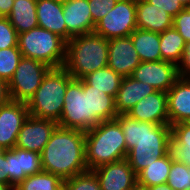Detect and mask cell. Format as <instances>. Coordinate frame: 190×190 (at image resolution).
<instances>
[{"instance_id": "17", "label": "cell", "mask_w": 190, "mask_h": 190, "mask_svg": "<svg viewBox=\"0 0 190 190\" xmlns=\"http://www.w3.org/2000/svg\"><path fill=\"white\" fill-rule=\"evenodd\" d=\"M169 125L190 122V78L179 77L167 92Z\"/></svg>"}, {"instance_id": "12", "label": "cell", "mask_w": 190, "mask_h": 190, "mask_svg": "<svg viewBox=\"0 0 190 190\" xmlns=\"http://www.w3.org/2000/svg\"><path fill=\"white\" fill-rule=\"evenodd\" d=\"M29 116L27 104L11 100L0 106V147L13 149L23 123Z\"/></svg>"}, {"instance_id": "19", "label": "cell", "mask_w": 190, "mask_h": 190, "mask_svg": "<svg viewBox=\"0 0 190 190\" xmlns=\"http://www.w3.org/2000/svg\"><path fill=\"white\" fill-rule=\"evenodd\" d=\"M36 14L38 26L68 42V31L63 17V4L52 0H37Z\"/></svg>"}, {"instance_id": "4", "label": "cell", "mask_w": 190, "mask_h": 190, "mask_svg": "<svg viewBox=\"0 0 190 190\" xmlns=\"http://www.w3.org/2000/svg\"><path fill=\"white\" fill-rule=\"evenodd\" d=\"M85 154L88 170L126 159L127 145L120 123L102 121L85 132Z\"/></svg>"}, {"instance_id": "38", "label": "cell", "mask_w": 190, "mask_h": 190, "mask_svg": "<svg viewBox=\"0 0 190 190\" xmlns=\"http://www.w3.org/2000/svg\"><path fill=\"white\" fill-rule=\"evenodd\" d=\"M0 184L9 185V172H7V159L5 150L0 147Z\"/></svg>"}, {"instance_id": "35", "label": "cell", "mask_w": 190, "mask_h": 190, "mask_svg": "<svg viewBox=\"0 0 190 190\" xmlns=\"http://www.w3.org/2000/svg\"><path fill=\"white\" fill-rule=\"evenodd\" d=\"M173 27L183 37L185 42H190V10L185 8L173 18Z\"/></svg>"}, {"instance_id": "41", "label": "cell", "mask_w": 190, "mask_h": 190, "mask_svg": "<svg viewBox=\"0 0 190 190\" xmlns=\"http://www.w3.org/2000/svg\"><path fill=\"white\" fill-rule=\"evenodd\" d=\"M144 190H173L167 183L144 188Z\"/></svg>"}, {"instance_id": "22", "label": "cell", "mask_w": 190, "mask_h": 190, "mask_svg": "<svg viewBox=\"0 0 190 190\" xmlns=\"http://www.w3.org/2000/svg\"><path fill=\"white\" fill-rule=\"evenodd\" d=\"M36 3L37 0H14L7 17L17 34L38 27Z\"/></svg>"}, {"instance_id": "30", "label": "cell", "mask_w": 190, "mask_h": 190, "mask_svg": "<svg viewBox=\"0 0 190 190\" xmlns=\"http://www.w3.org/2000/svg\"><path fill=\"white\" fill-rule=\"evenodd\" d=\"M166 183L173 190L190 188V173L187 164L173 160Z\"/></svg>"}, {"instance_id": "45", "label": "cell", "mask_w": 190, "mask_h": 190, "mask_svg": "<svg viewBox=\"0 0 190 190\" xmlns=\"http://www.w3.org/2000/svg\"><path fill=\"white\" fill-rule=\"evenodd\" d=\"M188 172L190 173V163L187 164Z\"/></svg>"}, {"instance_id": "3", "label": "cell", "mask_w": 190, "mask_h": 190, "mask_svg": "<svg viewBox=\"0 0 190 190\" xmlns=\"http://www.w3.org/2000/svg\"><path fill=\"white\" fill-rule=\"evenodd\" d=\"M40 156L43 171L63 180L87 171L85 132L58 125Z\"/></svg>"}, {"instance_id": "43", "label": "cell", "mask_w": 190, "mask_h": 190, "mask_svg": "<svg viewBox=\"0 0 190 190\" xmlns=\"http://www.w3.org/2000/svg\"><path fill=\"white\" fill-rule=\"evenodd\" d=\"M179 2L183 5L184 8H188L190 6V0H179Z\"/></svg>"}, {"instance_id": "14", "label": "cell", "mask_w": 190, "mask_h": 190, "mask_svg": "<svg viewBox=\"0 0 190 190\" xmlns=\"http://www.w3.org/2000/svg\"><path fill=\"white\" fill-rule=\"evenodd\" d=\"M140 63L130 36L108 40V66L116 73L122 77L131 76Z\"/></svg>"}, {"instance_id": "6", "label": "cell", "mask_w": 190, "mask_h": 190, "mask_svg": "<svg viewBox=\"0 0 190 190\" xmlns=\"http://www.w3.org/2000/svg\"><path fill=\"white\" fill-rule=\"evenodd\" d=\"M73 80L64 66L50 68L35 94L26 103L29 115L59 122L68 84Z\"/></svg>"}, {"instance_id": "7", "label": "cell", "mask_w": 190, "mask_h": 190, "mask_svg": "<svg viewBox=\"0 0 190 190\" xmlns=\"http://www.w3.org/2000/svg\"><path fill=\"white\" fill-rule=\"evenodd\" d=\"M17 46L23 57L40 61L51 68L65 64L66 42L42 27L18 34Z\"/></svg>"}, {"instance_id": "34", "label": "cell", "mask_w": 190, "mask_h": 190, "mask_svg": "<svg viewBox=\"0 0 190 190\" xmlns=\"http://www.w3.org/2000/svg\"><path fill=\"white\" fill-rule=\"evenodd\" d=\"M118 0H88L94 25L116 5Z\"/></svg>"}, {"instance_id": "36", "label": "cell", "mask_w": 190, "mask_h": 190, "mask_svg": "<svg viewBox=\"0 0 190 190\" xmlns=\"http://www.w3.org/2000/svg\"><path fill=\"white\" fill-rule=\"evenodd\" d=\"M151 5L159 7L168 12L173 18L185 8L179 0H146Z\"/></svg>"}, {"instance_id": "2", "label": "cell", "mask_w": 190, "mask_h": 190, "mask_svg": "<svg viewBox=\"0 0 190 190\" xmlns=\"http://www.w3.org/2000/svg\"><path fill=\"white\" fill-rule=\"evenodd\" d=\"M115 119L120 123L124 134L126 159L136 175L170 151V125L138 121L127 114H119Z\"/></svg>"}, {"instance_id": "33", "label": "cell", "mask_w": 190, "mask_h": 190, "mask_svg": "<svg viewBox=\"0 0 190 190\" xmlns=\"http://www.w3.org/2000/svg\"><path fill=\"white\" fill-rule=\"evenodd\" d=\"M18 34L11 25L8 17L0 16V50L10 47H18Z\"/></svg>"}, {"instance_id": "40", "label": "cell", "mask_w": 190, "mask_h": 190, "mask_svg": "<svg viewBox=\"0 0 190 190\" xmlns=\"http://www.w3.org/2000/svg\"><path fill=\"white\" fill-rule=\"evenodd\" d=\"M14 0H0V16L7 17L10 14Z\"/></svg>"}, {"instance_id": "42", "label": "cell", "mask_w": 190, "mask_h": 190, "mask_svg": "<svg viewBox=\"0 0 190 190\" xmlns=\"http://www.w3.org/2000/svg\"><path fill=\"white\" fill-rule=\"evenodd\" d=\"M0 190H14V187L11 185L0 184Z\"/></svg>"}, {"instance_id": "32", "label": "cell", "mask_w": 190, "mask_h": 190, "mask_svg": "<svg viewBox=\"0 0 190 190\" xmlns=\"http://www.w3.org/2000/svg\"><path fill=\"white\" fill-rule=\"evenodd\" d=\"M5 158L7 159V172H9V185L15 187L27 177L24 173H20L19 148L5 150Z\"/></svg>"}, {"instance_id": "20", "label": "cell", "mask_w": 190, "mask_h": 190, "mask_svg": "<svg viewBox=\"0 0 190 190\" xmlns=\"http://www.w3.org/2000/svg\"><path fill=\"white\" fill-rule=\"evenodd\" d=\"M156 90L149 84L135 80L131 76L123 77L115 97L118 115L127 114L140 100Z\"/></svg>"}, {"instance_id": "9", "label": "cell", "mask_w": 190, "mask_h": 190, "mask_svg": "<svg viewBox=\"0 0 190 190\" xmlns=\"http://www.w3.org/2000/svg\"><path fill=\"white\" fill-rule=\"evenodd\" d=\"M137 29L136 0H118L96 25L94 32L105 39L128 37Z\"/></svg>"}, {"instance_id": "8", "label": "cell", "mask_w": 190, "mask_h": 190, "mask_svg": "<svg viewBox=\"0 0 190 190\" xmlns=\"http://www.w3.org/2000/svg\"><path fill=\"white\" fill-rule=\"evenodd\" d=\"M50 68L40 61L22 57L8 83L11 99L27 103L35 94Z\"/></svg>"}, {"instance_id": "5", "label": "cell", "mask_w": 190, "mask_h": 190, "mask_svg": "<svg viewBox=\"0 0 190 190\" xmlns=\"http://www.w3.org/2000/svg\"><path fill=\"white\" fill-rule=\"evenodd\" d=\"M108 66V39L90 32L73 37L66 43L64 67L73 79L81 80L88 74Z\"/></svg>"}, {"instance_id": "10", "label": "cell", "mask_w": 190, "mask_h": 190, "mask_svg": "<svg viewBox=\"0 0 190 190\" xmlns=\"http://www.w3.org/2000/svg\"><path fill=\"white\" fill-rule=\"evenodd\" d=\"M131 77L151 85L156 91L168 92L179 75L176 64L160 60L141 62L134 69Z\"/></svg>"}, {"instance_id": "25", "label": "cell", "mask_w": 190, "mask_h": 190, "mask_svg": "<svg viewBox=\"0 0 190 190\" xmlns=\"http://www.w3.org/2000/svg\"><path fill=\"white\" fill-rule=\"evenodd\" d=\"M93 89L101 90L107 95H117L123 77L109 66L98 69L83 78Z\"/></svg>"}, {"instance_id": "29", "label": "cell", "mask_w": 190, "mask_h": 190, "mask_svg": "<svg viewBox=\"0 0 190 190\" xmlns=\"http://www.w3.org/2000/svg\"><path fill=\"white\" fill-rule=\"evenodd\" d=\"M64 190H101L100 183L92 170L64 180Z\"/></svg>"}, {"instance_id": "31", "label": "cell", "mask_w": 190, "mask_h": 190, "mask_svg": "<svg viewBox=\"0 0 190 190\" xmlns=\"http://www.w3.org/2000/svg\"><path fill=\"white\" fill-rule=\"evenodd\" d=\"M20 173L26 176L42 171L41 156L39 153L19 149Z\"/></svg>"}, {"instance_id": "21", "label": "cell", "mask_w": 190, "mask_h": 190, "mask_svg": "<svg viewBox=\"0 0 190 190\" xmlns=\"http://www.w3.org/2000/svg\"><path fill=\"white\" fill-rule=\"evenodd\" d=\"M130 37L141 62L161 60L160 33L135 29Z\"/></svg>"}, {"instance_id": "24", "label": "cell", "mask_w": 190, "mask_h": 190, "mask_svg": "<svg viewBox=\"0 0 190 190\" xmlns=\"http://www.w3.org/2000/svg\"><path fill=\"white\" fill-rule=\"evenodd\" d=\"M170 152L175 161L190 163V122L171 125Z\"/></svg>"}, {"instance_id": "46", "label": "cell", "mask_w": 190, "mask_h": 190, "mask_svg": "<svg viewBox=\"0 0 190 190\" xmlns=\"http://www.w3.org/2000/svg\"><path fill=\"white\" fill-rule=\"evenodd\" d=\"M135 190H144V189H141V188L137 187Z\"/></svg>"}, {"instance_id": "44", "label": "cell", "mask_w": 190, "mask_h": 190, "mask_svg": "<svg viewBox=\"0 0 190 190\" xmlns=\"http://www.w3.org/2000/svg\"><path fill=\"white\" fill-rule=\"evenodd\" d=\"M52 1H55V2H59V3H65V2H67L68 0H52Z\"/></svg>"}, {"instance_id": "39", "label": "cell", "mask_w": 190, "mask_h": 190, "mask_svg": "<svg viewBox=\"0 0 190 190\" xmlns=\"http://www.w3.org/2000/svg\"><path fill=\"white\" fill-rule=\"evenodd\" d=\"M11 100L9 84L0 78V106L8 104Z\"/></svg>"}, {"instance_id": "11", "label": "cell", "mask_w": 190, "mask_h": 190, "mask_svg": "<svg viewBox=\"0 0 190 190\" xmlns=\"http://www.w3.org/2000/svg\"><path fill=\"white\" fill-rule=\"evenodd\" d=\"M57 126L55 121L29 115L18 133L15 147L41 154Z\"/></svg>"}, {"instance_id": "28", "label": "cell", "mask_w": 190, "mask_h": 190, "mask_svg": "<svg viewBox=\"0 0 190 190\" xmlns=\"http://www.w3.org/2000/svg\"><path fill=\"white\" fill-rule=\"evenodd\" d=\"M22 57L18 47L0 50V78L9 83Z\"/></svg>"}, {"instance_id": "13", "label": "cell", "mask_w": 190, "mask_h": 190, "mask_svg": "<svg viewBox=\"0 0 190 190\" xmlns=\"http://www.w3.org/2000/svg\"><path fill=\"white\" fill-rule=\"evenodd\" d=\"M101 190H134L137 188V175L127 159L105 164L92 170Z\"/></svg>"}, {"instance_id": "23", "label": "cell", "mask_w": 190, "mask_h": 190, "mask_svg": "<svg viewBox=\"0 0 190 190\" xmlns=\"http://www.w3.org/2000/svg\"><path fill=\"white\" fill-rule=\"evenodd\" d=\"M173 160L172 153L169 151L165 156L152 161L137 175V187L144 189L166 183Z\"/></svg>"}, {"instance_id": "18", "label": "cell", "mask_w": 190, "mask_h": 190, "mask_svg": "<svg viewBox=\"0 0 190 190\" xmlns=\"http://www.w3.org/2000/svg\"><path fill=\"white\" fill-rule=\"evenodd\" d=\"M136 25L137 29L162 33L173 27V17L146 0H136Z\"/></svg>"}, {"instance_id": "15", "label": "cell", "mask_w": 190, "mask_h": 190, "mask_svg": "<svg viewBox=\"0 0 190 190\" xmlns=\"http://www.w3.org/2000/svg\"><path fill=\"white\" fill-rule=\"evenodd\" d=\"M138 121L151 122L157 125H169L167 92L155 91L147 95L127 113Z\"/></svg>"}, {"instance_id": "27", "label": "cell", "mask_w": 190, "mask_h": 190, "mask_svg": "<svg viewBox=\"0 0 190 190\" xmlns=\"http://www.w3.org/2000/svg\"><path fill=\"white\" fill-rule=\"evenodd\" d=\"M14 190H64V180L47 171L27 176Z\"/></svg>"}, {"instance_id": "1", "label": "cell", "mask_w": 190, "mask_h": 190, "mask_svg": "<svg viewBox=\"0 0 190 190\" xmlns=\"http://www.w3.org/2000/svg\"><path fill=\"white\" fill-rule=\"evenodd\" d=\"M118 116L115 98L93 89L84 79H73L67 86L63 111L58 125L63 128L88 131L102 121Z\"/></svg>"}, {"instance_id": "16", "label": "cell", "mask_w": 190, "mask_h": 190, "mask_svg": "<svg viewBox=\"0 0 190 190\" xmlns=\"http://www.w3.org/2000/svg\"><path fill=\"white\" fill-rule=\"evenodd\" d=\"M63 17L68 31V41L75 36L94 32L88 0H68L63 3Z\"/></svg>"}, {"instance_id": "37", "label": "cell", "mask_w": 190, "mask_h": 190, "mask_svg": "<svg viewBox=\"0 0 190 190\" xmlns=\"http://www.w3.org/2000/svg\"><path fill=\"white\" fill-rule=\"evenodd\" d=\"M177 71L179 77L190 78V42H185L182 58L177 64Z\"/></svg>"}, {"instance_id": "26", "label": "cell", "mask_w": 190, "mask_h": 190, "mask_svg": "<svg viewBox=\"0 0 190 190\" xmlns=\"http://www.w3.org/2000/svg\"><path fill=\"white\" fill-rule=\"evenodd\" d=\"M184 48L185 41L174 27L160 33L161 60L177 65L182 58Z\"/></svg>"}]
</instances>
